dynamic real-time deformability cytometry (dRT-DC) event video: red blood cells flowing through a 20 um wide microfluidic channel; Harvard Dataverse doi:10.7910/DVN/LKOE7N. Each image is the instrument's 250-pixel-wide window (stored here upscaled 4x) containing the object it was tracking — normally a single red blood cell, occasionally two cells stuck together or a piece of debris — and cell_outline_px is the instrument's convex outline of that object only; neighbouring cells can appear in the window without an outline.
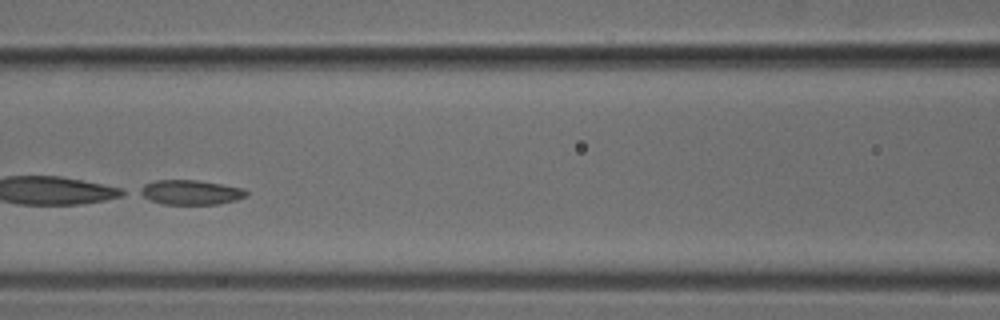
{"species": "common noctule bat (a hibernating species)", "species_latin": "Nyctalus noctula", "temperature_condition": "cold", "stored_images_in_passage": 5, "camera_frame_rate_fps": 3000, "um_per_image_px": 0.085, "animal": {"sex": "male", "body_mass_g": 18.8}, "frame": {"image": 1, "passage_image": 5, "time_ms": 1.333, "image_size_px": [1000, 320], "cell_outline_px": [[248, 192], [244, 196], [236, 200], [216, 204], [164, 204], [152, 200], [136, 192], [136, 188], [144, 184], [156, 180], [200, 180], [244, 188]], "centroid_in_image_um": [16.16, 16.33], "position_along_channel_um": 150.4, "area_um2": 15.32}}